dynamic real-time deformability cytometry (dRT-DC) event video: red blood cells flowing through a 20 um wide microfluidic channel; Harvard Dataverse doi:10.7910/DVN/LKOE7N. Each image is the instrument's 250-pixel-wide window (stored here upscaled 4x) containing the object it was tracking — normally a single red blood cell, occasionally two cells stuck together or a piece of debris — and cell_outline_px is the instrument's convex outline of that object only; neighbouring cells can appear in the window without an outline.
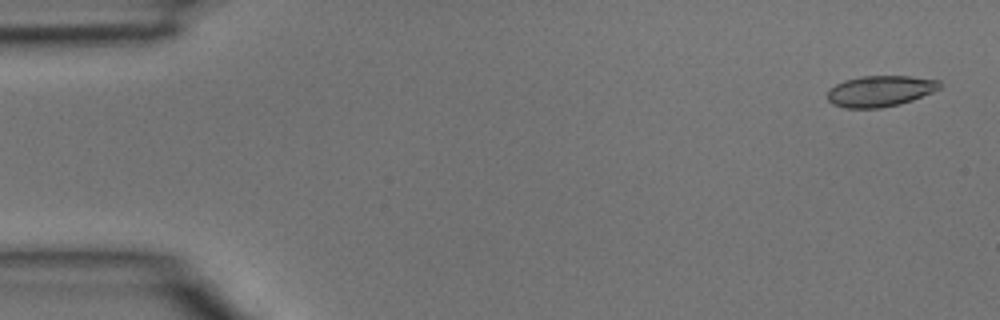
{"species": "common noctule bat (a hibernating species)", "species_latin": "Nyctalus noctula", "temperature_condition": "room temperature", "stored_images_in_passage": 4, "camera_frame_rate_fps": 3000, "um_per_image_px": 0.085, "animal": {"sex": "male", "body_mass_g": 15.6}, "frame": {"image": 1, "passage_image": 1, "time_ms": 0.0, "image_size_px": [1000, 320], "cell_outline_px": [[944, 84], [940, 88], [932, 92], [912, 100], [900, 104], [880, 108], [844, 108], [832, 104], [828, 100], [828, 92], [836, 84], [844, 80], [860, 76], [908, 76], [940, 80]], "centroid_in_image_um": [74.83, 7.74], "position_along_channel_um": 10.2, "area_um2": 20.35}}
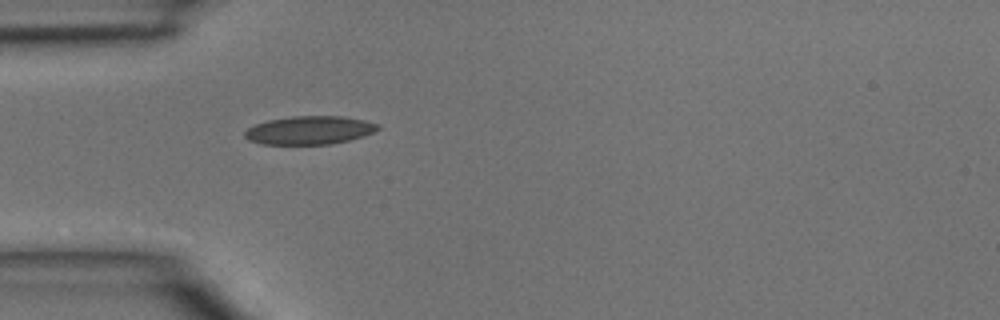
{"frame": {"image": 2, "passage_image": 4, "time_ms": 1.0, "image_size_px": [1000, 320], "cell_outline_px": [[380, 128], [364, 136], [332, 144], [260, 144], [248, 140], [244, 136], [244, 132], [248, 128], [256, 124], [268, 120], [292, 116], [344, 116], [364, 120], [380, 124]], "centroid_in_image_um": [26.3, 11.07], "position_along_channel_um": 58.7, "area_um2": 22.02}}